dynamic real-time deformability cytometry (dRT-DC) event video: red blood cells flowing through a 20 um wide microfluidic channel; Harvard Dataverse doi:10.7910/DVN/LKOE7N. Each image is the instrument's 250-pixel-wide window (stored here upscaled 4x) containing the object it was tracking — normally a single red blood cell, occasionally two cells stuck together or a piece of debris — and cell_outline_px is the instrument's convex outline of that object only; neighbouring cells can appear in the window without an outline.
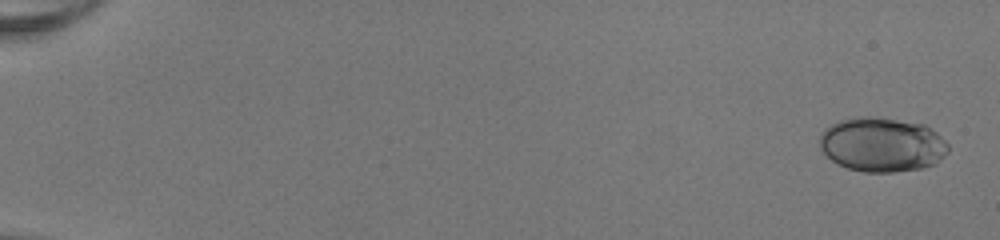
{"species": "human", "species_latin": "Homo sapiens", "temperature_condition": "room temperature", "stored_images_in_passage": 51, "camera_frame_rate_fps": 3000, "um_per_image_px": 0.085, "donor": {"sex": "female"}, "frame": {"image": 1, "passage_image": 1, "time_ms": 0.0, "image_size_px": [1000, 240], "cell_outline_px": [[948, 152], [936, 164], [920, 168], [892, 172], [864, 172], [848, 168], [836, 164], [820, 148], [820, 132], [824, 128], [840, 120], [864, 116], [868, 116], [924, 124], [936, 132], [948, 144]], "centroid_in_image_um": [74.96, 12.3], "position_along_channel_um": 10.0, "area_um2": 40.63}}
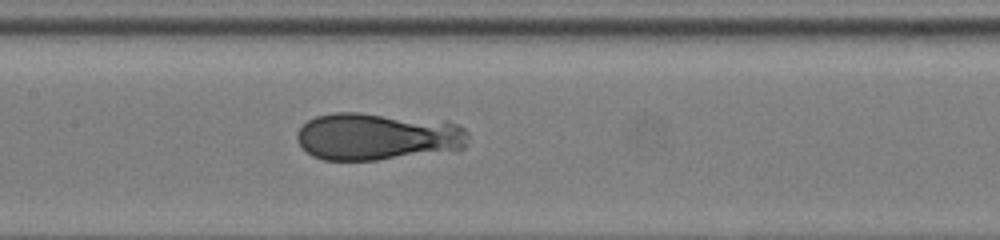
{"frame": {"image": 2, "passage_image": 27, "time_ms": 8.667, "image_size_px": [1000, 240], "cell_outline_px": [[468, 136], [464, 148], [456, 152], [376, 160], [324, 160], [312, 156], [296, 140], [296, 132], [308, 120], [316, 116], [332, 112], [360, 112], [448, 120], [460, 124], [468, 132]], "centroid_in_image_um": [32.17, 11.6], "position_along_channel_um": 175.2, "area_um2": 48.55}}
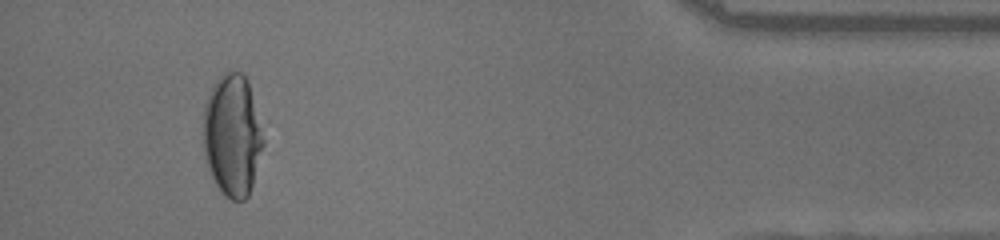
{"frame": {"image": 3, "passage_image": 48, "time_ms": 15.667, "image_size_px": [1000, 240], "cell_outline_px": [[264, 144], [252, 184], [248, 196], [244, 200], [232, 200], [224, 196], [216, 184], [208, 168], [204, 152], [204, 104], [212, 84], [224, 72], [240, 72], [248, 80], [264, 140]], "centroid_in_image_um": [19.74, 11.5], "position_along_channel_um": 415.5, "area_um2": 42.37}}